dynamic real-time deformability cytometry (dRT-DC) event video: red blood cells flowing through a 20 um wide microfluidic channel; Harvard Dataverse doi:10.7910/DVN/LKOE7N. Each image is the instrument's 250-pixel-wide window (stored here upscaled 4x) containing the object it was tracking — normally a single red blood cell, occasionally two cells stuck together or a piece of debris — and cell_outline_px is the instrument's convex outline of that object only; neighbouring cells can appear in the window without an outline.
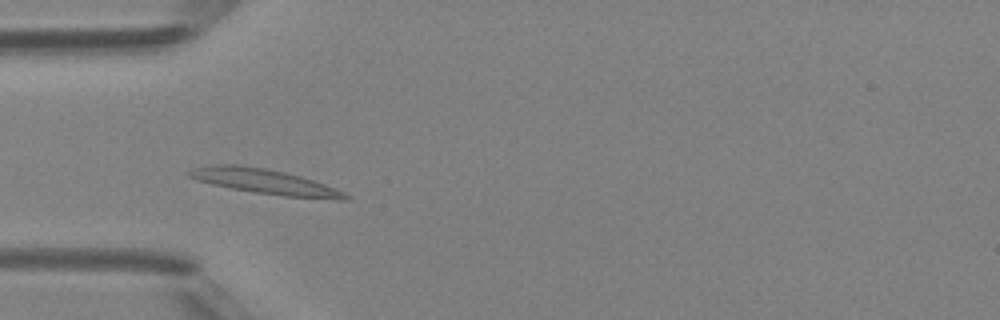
{"species": "Egyptian fruit bat (a non-hibernating species)", "species_latin": "Rousettus aegyptiacus", "temperature_condition": "room temperature", "stored_images_in_passage": 7, "camera_frame_rate_fps": 3000, "um_per_image_px": 0.085, "animal": {"sex": "female"}, "frame": {"image": 1, "passage_image": 4, "time_ms": 3.667, "image_size_px": [1000, 320], "cell_outline_px": [[352, 200], [340, 200], [284, 196], [256, 192], [232, 188], [212, 184], [196, 180], [188, 176], [188, 172], [192, 168], [212, 164], [236, 164], [264, 168], [284, 172], [300, 176], [324, 184], [344, 192], [352, 196]], "centroid_in_image_um": [22.53, 15.44], "position_along_channel_um": 62.5, "area_um2": 22.66}}
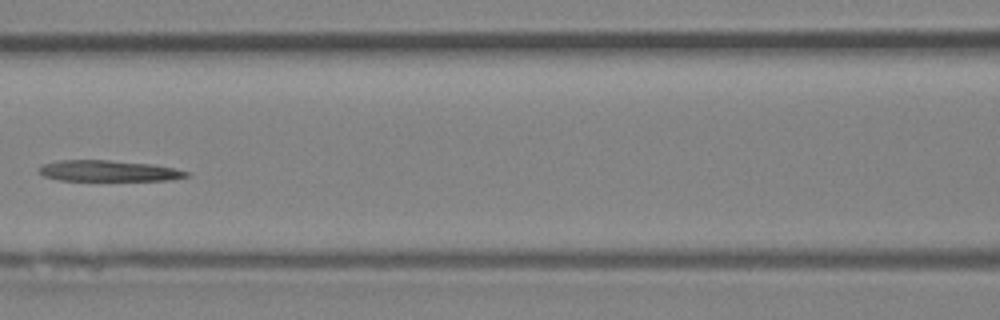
{"frame": {"image": 2, "passage_image": 6, "time_ms": 6.0, "image_size_px": [1000, 320], "cell_outline_px": [[192, 176], [168, 180], [60, 180], [44, 176], [40, 172], [40, 168], [44, 164], [60, 160], [108, 160], [152, 164], [172, 168], [188, 172]], "centroid_in_image_um": [9.26, 14.52], "position_along_channel_um": 157.3, "area_um2": 17.74}}
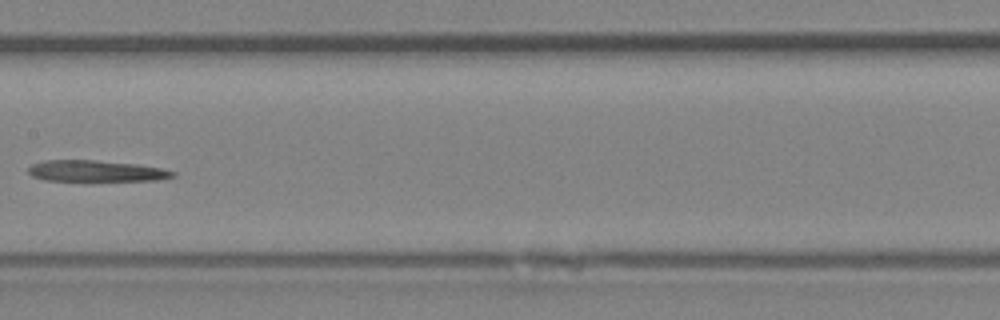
{"frame": {"image": 3, "passage_image": 7, "time_ms": 7.0, "image_size_px": [1000, 320], "cell_outline_px": [[176, 176], [156, 180], [44, 180], [32, 176], [28, 172], [28, 168], [32, 164], [44, 160], [96, 160], [136, 164], [160, 168], [176, 172]], "centroid_in_image_um": [8.14, 14.52], "position_along_channel_um": 199.3, "area_um2": 17.63}}